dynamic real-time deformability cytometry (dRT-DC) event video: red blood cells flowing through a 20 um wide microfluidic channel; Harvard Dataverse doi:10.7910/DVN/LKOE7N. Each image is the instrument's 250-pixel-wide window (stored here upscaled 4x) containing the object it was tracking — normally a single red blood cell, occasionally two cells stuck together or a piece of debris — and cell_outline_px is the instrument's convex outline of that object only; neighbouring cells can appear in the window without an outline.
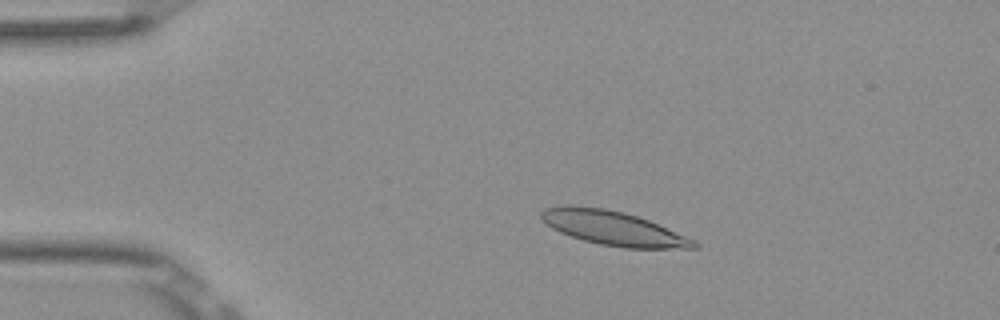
{"species": "Egyptian fruit bat (a non-hibernating species)", "species_latin": "Rousettus aegyptiacus", "temperature_condition": "room temperature", "stored_images_in_passage": 4, "camera_frame_rate_fps": 3000, "um_per_image_px": 0.085, "frame": {"image": 1, "passage_image": 2, "time_ms": 0.333, "image_size_px": [1000, 320], "cell_outline_px": [[700, 248], [624, 248], [600, 244], [584, 240], [560, 232], [552, 228], [540, 220], [540, 212], [544, 208], [568, 204], [572, 204], [604, 208], [624, 212], [648, 220], [696, 240], [700, 244]], "centroid_in_image_um": [52.1, 19.38], "position_along_channel_um": 32.9, "area_um2": 30.58}}
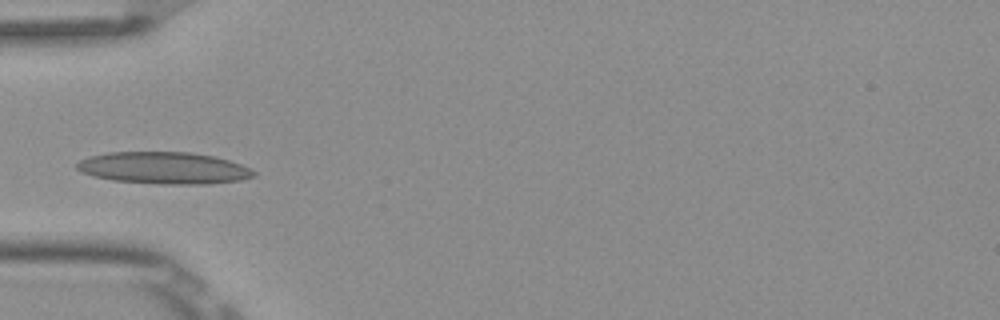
{"frame": {"image": 2, "passage_image": 4, "time_ms": 1.0, "image_size_px": [1000, 320], "cell_outline_px": [[256, 176], [240, 180], [208, 184], [160, 184], [112, 180], [92, 176], [80, 172], [76, 168], [76, 164], [80, 160], [88, 156], [108, 152], [188, 152], [216, 156], [240, 164], [256, 172]], "centroid_in_image_um": [13.9, 14.28], "position_along_channel_um": 71.1, "area_um2": 33.06}}